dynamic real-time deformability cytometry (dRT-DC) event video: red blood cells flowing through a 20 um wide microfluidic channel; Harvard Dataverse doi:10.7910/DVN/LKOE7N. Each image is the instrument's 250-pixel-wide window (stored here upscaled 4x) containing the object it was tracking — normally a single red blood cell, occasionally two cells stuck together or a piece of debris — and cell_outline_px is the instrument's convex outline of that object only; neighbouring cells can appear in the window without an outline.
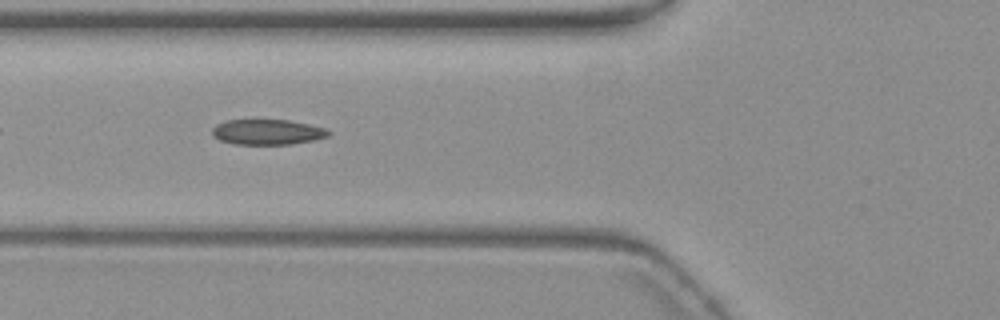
{"species": "common noctule bat (a hibernating species)", "species_latin": "Nyctalus noctula", "temperature_condition": "warm", "stored_images_in_passage": 19, "camera_frame_rate_fps": 3000, "um_per_image_px": 0.085, "animal": {"sex": "female", "body_mass_g": 19.3, "forearm_length_mm": 54.1}, "frame": {"image": 1, "passage_image": 6, "time_ms": 1.667, "image_size_px": [1000, 320], "cell_outline_px": [[332, 132], [328, 136], [312, 140], [292, 144], [236, 144], [220, 140], [212, 136], [212, 128], [216, 124], [228, 120], [288, 120], [308, 124], [324, 128]], "centroid_in_image_um": [22.71, 11.22], "position_along_channel_um": 103.1, "area_um2": 17.05}}
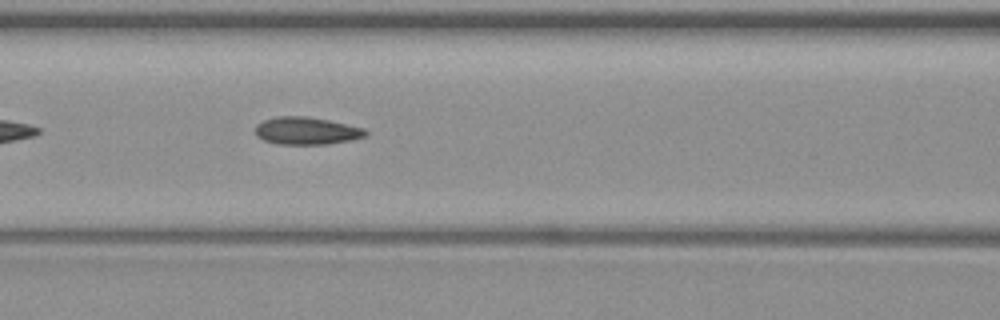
{"frame": {"image": 2, "passage_image": 9, "time_ms": 2.667, "image_size_px": [1000, 320], "cell_outline_px": [[368, 136], [352, 140], [328, 144], [276, 144], [264, 140], [256, 136], [256, 124], [264, 120], [276, 116], [308, 116], [328, 120], [364, 128], [368, 132]], "centroid_in_image_um": [26.07, 11.12], "position_along_channel_um": 140.5, "area_um2": 17.8}}